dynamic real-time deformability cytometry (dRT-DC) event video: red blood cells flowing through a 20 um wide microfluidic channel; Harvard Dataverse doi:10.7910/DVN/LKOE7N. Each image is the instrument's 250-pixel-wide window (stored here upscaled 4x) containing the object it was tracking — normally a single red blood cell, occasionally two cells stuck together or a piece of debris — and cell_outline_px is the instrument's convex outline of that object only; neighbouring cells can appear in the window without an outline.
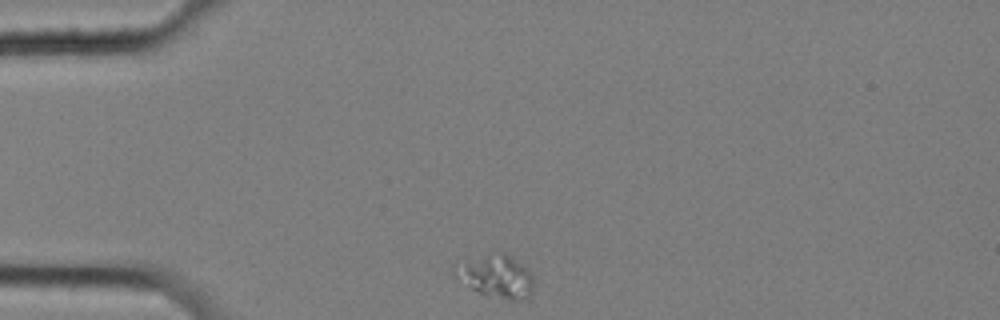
{"species": "common noctule bat (a hibernating species)", "species_latin": "Nyctalus noctula", "temperature_condition": "cold", "stored_images_in_passage": 45, "camera_frame_rate_fps": 3000, "um_per_image_px": 0.085, "animal": {"sex": "female", "body_mass_g": 25.1}, "frame": {"image": 1, "passage_image": 1, "time_ms": 0.0, "image_size_px": [1000, 320], "cell_outline_px": [[532, 292], [528, 300], [512, 300], [480, 292], [472, 288], [452, 276], [452, 268], [488, 252], [500, 248], [528, 268], [532, 272]], "centroid_in_image_um": [42.21, 23.43], "position_along_channel_um": 42.8, "area_um2": 19.88}}
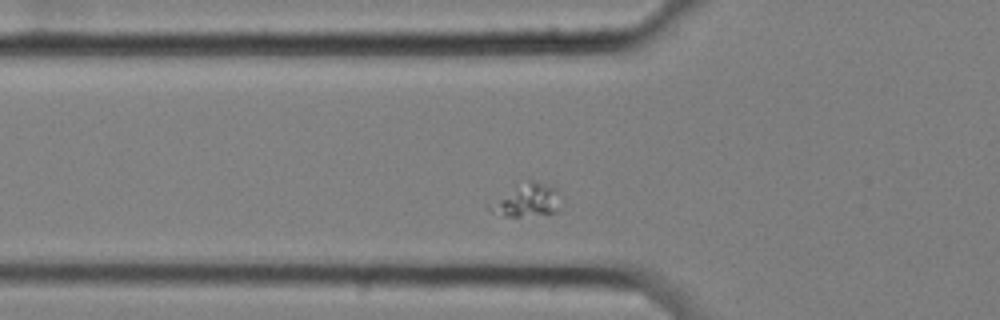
{"frame": {"image": 2, "passage_image": 7, "time_ms": 2.0, "image_size_px": [1000, 320], "cell_outline_px": [[560, 188], [556, 212], [520, 216], [504, 216], [492, 212], [484, 204], [528, 180], [532, 180]], "centroid_in_image_um": [44.73, 17.01], "position_along_channel_um": 81.1, "area_um2": 13.53}}
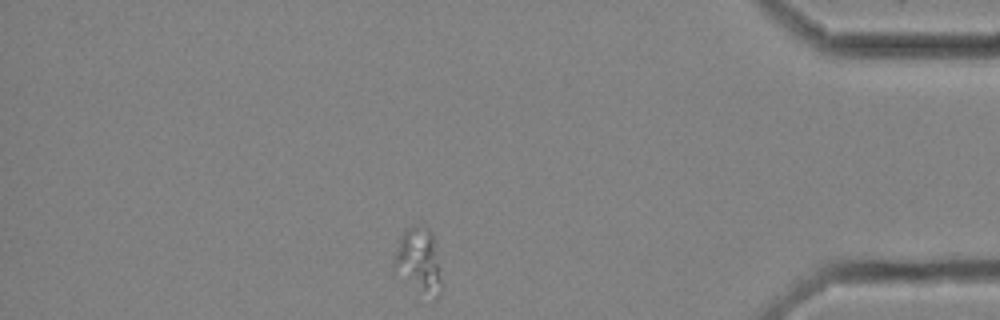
{"frame": {"image": 3, "passage_image": 39, "time_ms": 12.667, "image_size_px": [1000, 320], "cell_outline_px": [[440, 296], [436, 300], [432, 300], [392, 272], [392, 260], [400, 236], [408, 228], [416, 224], [428, 228], [432, 232], [440, 280]], "centroid_in_image_um": [35.52, 22.19], "position_along_channel_um": 399.7, "area_um2": 18.09}}